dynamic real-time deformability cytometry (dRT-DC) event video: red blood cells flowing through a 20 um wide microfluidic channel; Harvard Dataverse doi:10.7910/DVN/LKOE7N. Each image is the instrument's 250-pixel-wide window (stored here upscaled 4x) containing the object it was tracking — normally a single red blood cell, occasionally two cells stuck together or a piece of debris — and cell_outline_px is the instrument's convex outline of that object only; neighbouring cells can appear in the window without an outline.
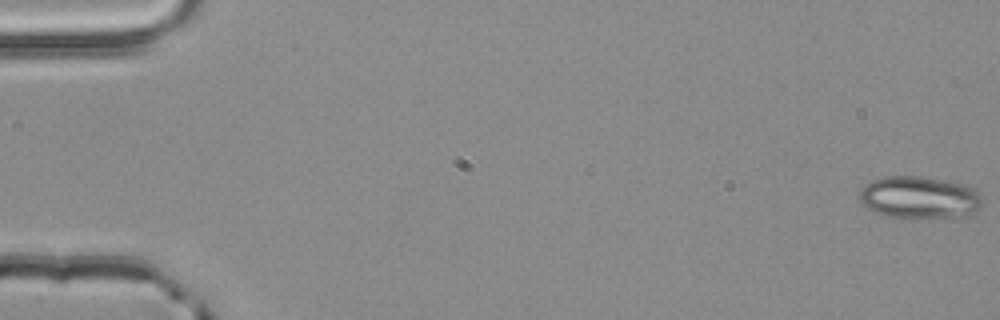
{"species": "common noctule bat (a hibernating species)", "species_latin": "Nyctalus noctula", "temperature_condition": "room temperature", "stored_images_in_passage": 54, "camera_frame_rate_fps": 3000, "um_per_image_px": 0.085, "animal": {"sex": "male", "body_mass_g": 20.4}, "frame": {"image": 1, "passage_image": 1, "time_ms": 0.0, "image_size_px": [1000, 320], "cell_outline_px": [[984, 200], [980, 208], [960, 216], [888, 216], [876, 212], [868, 208], [860, 200], [860, 192], [864, 184], [872, 180], [884, 176], [920, 176], [964, 184], [976, 188], [980, 192]], "centroid_in_image_um": [78.16, 16.74], "position_along_channel_um": 6.8, "area_um2": 29.71}}
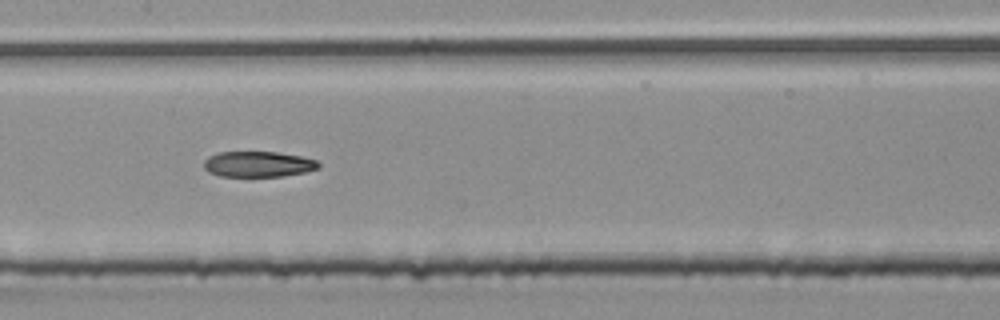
{"frame": {"image": 2, "passage_image": 28, "time_ms": 9.0, "image_size_px": [1000, 320], "cell_outline_px": [[320, 168], [304, 172], [280, 176], [220, 176], [208, 172], [204, 168], [204, 160], [208, 156], [220, 152], [276, 152], [300, 156], [316, 160], [320, 164]], "centroid_in_image_um": [21.92, 13.95], "position_along_channel_um": 185.5, "area_um2": 17.05}}
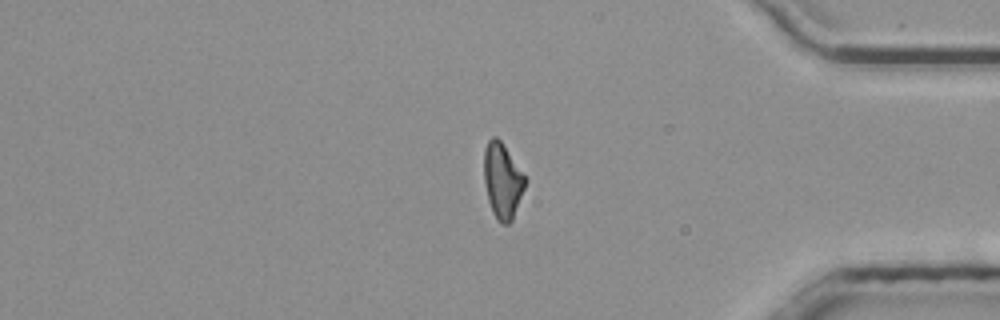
{"frame": {"image": 3, "passage_image": 46, "time_ms": 15.0, "image_size_px": [1000, 320], "cell_outline_px": [[528, 180], [512, 220], [508, 224], [500, 224], [496, 220], [492, 212], [488, 200], [484, 184], [484, 148], [488, 140], [492, 136], [496, 136], [500, 140]], "centroid_in_image_um": [42.7, 15.38], "position_along_channel_um": 392.5, "area_um2": 18.21}}